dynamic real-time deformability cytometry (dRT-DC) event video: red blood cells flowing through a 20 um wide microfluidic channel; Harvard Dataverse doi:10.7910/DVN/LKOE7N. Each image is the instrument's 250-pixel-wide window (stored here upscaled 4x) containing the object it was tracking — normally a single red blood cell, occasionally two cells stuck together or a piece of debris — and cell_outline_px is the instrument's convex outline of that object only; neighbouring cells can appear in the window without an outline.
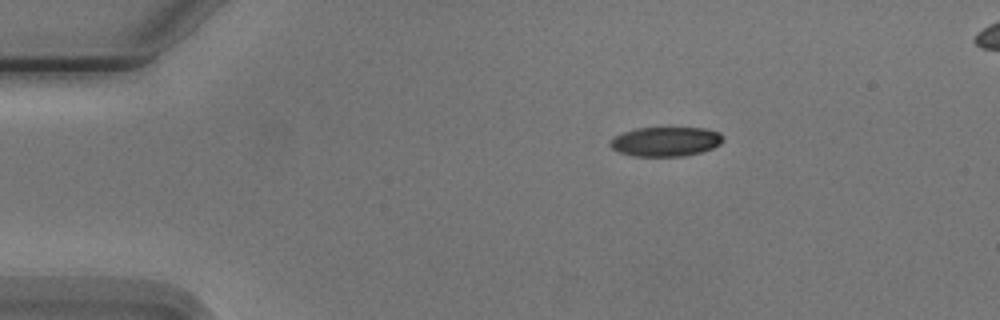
{"species": "Egyptian fruit bat (a non-hibernating species)", "species_latin": "Rousettus aegyptiacus", "temperature_condition": "cold", "stored_images_in_passage": 4, "camera_frame_rate_fps": 3000, "um_per_image_px": 0.085, "animal": {"sex": "male"}, "frame": {"image": 1, "passage_image": 3, "time_ms": 2.333, "image_size_px": [1000, 320], "cell_outline_px": [[724, 140], [720, 144], [712, 148], [700, 152], [684, 156], [632, 156], [620, 152], [612, 148], [608, 144], [616, 136], [624, 132], [636, 128], [704, 128], [720, 132], [724, 136]], "centroid_in_image_um": [56.61, 12.03], "position_along_channel_um": 28.4, "area_um2": 19.31}}